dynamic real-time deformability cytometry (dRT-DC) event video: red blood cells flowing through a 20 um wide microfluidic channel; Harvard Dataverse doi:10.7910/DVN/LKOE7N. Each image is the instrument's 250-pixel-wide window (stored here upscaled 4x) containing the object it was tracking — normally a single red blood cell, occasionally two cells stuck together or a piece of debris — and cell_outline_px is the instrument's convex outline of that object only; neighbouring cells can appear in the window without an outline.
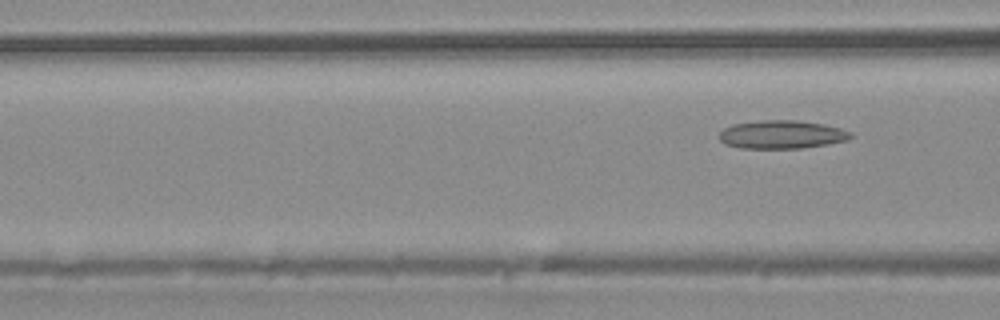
{"species": "common noctule bat (a hibernating species)", "species_latin": "Nyctalus noctula", "temperature_condition": "warm", "stored_images_in_passage": 4, "camera_frame_rate_fps": 3000, "um_per_image_px": 0.085, "animal": {"sex": "male", "body_mass_g": 20.4}, "frame": {"image": 1, "passage_image": 4, "time_ms": 3.667, "image_size_px": [1000, 320], "cell_outline_px": [[852, 136], [848, 140], [828, 144], [804, 148], [740, 148], [724, 144], [720, 140], [720, 132], [724, 128], [732, 124], [760, 120], [796, 120], [824, 124], [840, 128], [852, 132]], "centroid_in_image_um": [66.45, 11.43], "position_along_channel_um": 100.1, "area_um2": 21.79}}